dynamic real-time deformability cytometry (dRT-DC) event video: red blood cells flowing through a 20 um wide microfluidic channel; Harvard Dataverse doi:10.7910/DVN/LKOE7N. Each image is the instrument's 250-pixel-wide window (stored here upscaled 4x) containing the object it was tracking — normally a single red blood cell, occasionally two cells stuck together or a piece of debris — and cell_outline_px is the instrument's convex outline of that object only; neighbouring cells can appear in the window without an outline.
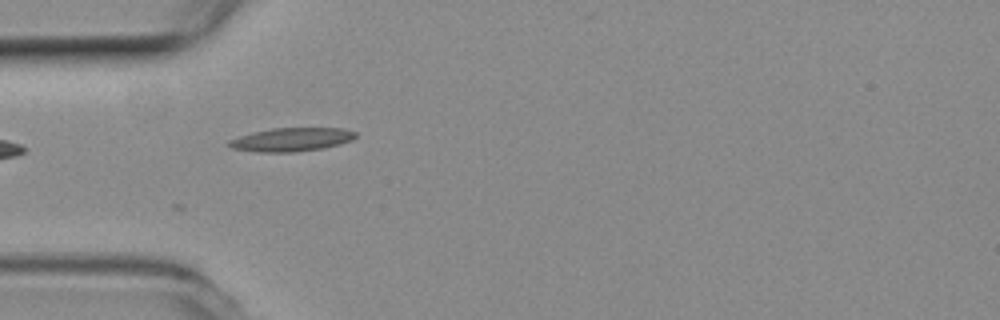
{"species": "common noctule bat (a hibernating species)", "species_latin": "Nyctalus noctula", "temperature_condition": "room temperature", "stored_images_in_passage": 3, "camera_frame_rate_fps": 3000, "um_per_image_px": 0.085, "animal": {"sex": "female", "body_mass_g": 19.3, "forearm_length_mm": 54.1}, "frame": {"image": 1, "passage_image": 1, "time_ms": 0.0, "image_size_px": [1000, 320], "cell_outline_px": [[356, 136], [352, 140], [340, 144], [324, 148], [296, 152], [260, 152], [232, 148], [228, 144], [228, 140], [252, 132], [272, 128], [344, 128], [356, 132]], "centroid_in_image_um": [24.8, 11.86], "position_along_channel_um": 60.2, "area_um2": 17.4}}